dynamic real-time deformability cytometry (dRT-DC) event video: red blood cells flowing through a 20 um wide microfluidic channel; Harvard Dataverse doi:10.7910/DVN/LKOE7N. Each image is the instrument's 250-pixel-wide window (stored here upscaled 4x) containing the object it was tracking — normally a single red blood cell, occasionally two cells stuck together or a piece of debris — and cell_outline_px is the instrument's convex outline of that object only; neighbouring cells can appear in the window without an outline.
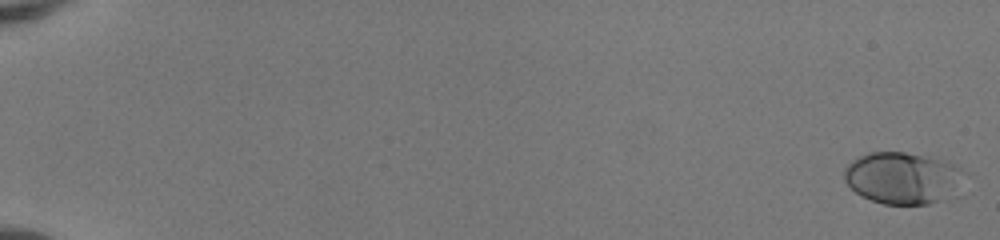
{"species": "human", "species_latin": "Homo sapiens", "temperature_condition": "room temperature", "stored_images_in_passage": 53, "camera_frame_rate_fps": 3000, "um_per_image_px": 0.085, "donor": {"sex": "female"}, "frame": {"image": 1, "passage_image": 1, "time_ms": 0.0, "image_size_px": [1000, 240], "cell_outline_px": [[968, 172], [944, 200], [928, 204], [884, 204], [860, 196], [844, 180], [844, 168], [852, 160], [868, 152], [904, 152], [940, 160], [956, 164]], "centroid_in_image_um": [76.7, 15.12], "position_along_channel_um": 8.3, "area_um2": 35.95}}
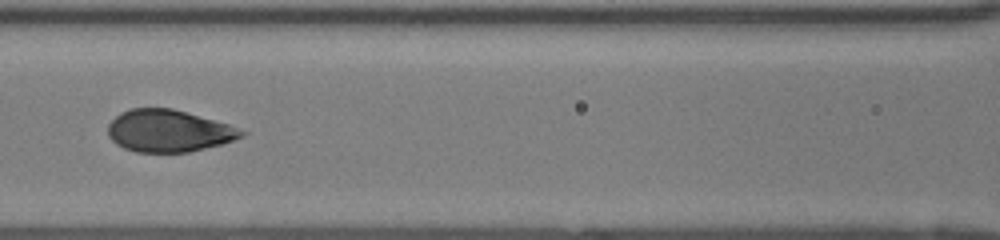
{"frame": {"image": 2, "passage_image": 27, "time_ms": 8.667, "image_size_px": [1000, 240], "cell_outline_px": [[248, 132], [244, 136], [224, 144], [188, 152], [136, 152], [124, 148], [116, 144], [108, 136], [108, 124], [120, 112], [132, 108], [172, 108], [228, 124]], "centroid_in_image_um": [14.34, 11.13], "position_along_channel_um": 152.3, "area_um2": 32.83}}
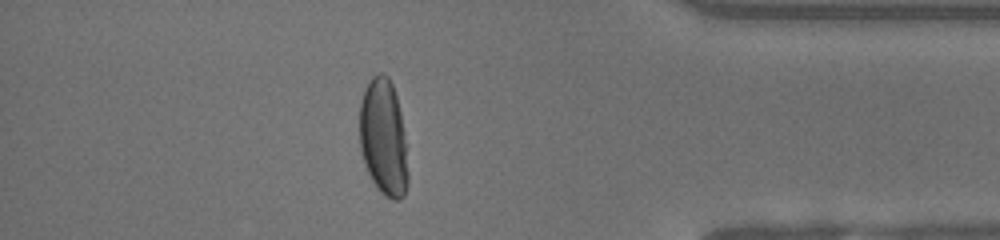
{"frame": {"image": 3, "passage_image": 47, "time_ms": 15.333, "image_size_px": [1000, 240], "cell_outline_px": [[408, 184], [404, 196], [400, 200], [392, 200], [384, 196], [380, 192], [372, 180], [364, 164], [360, 148], [360, 104], [364, 88], [372, 76], [380, 72], [388, 76], [392, 84], [396, 96], [400, 112], [404, 132], [408, 172]], "centroid_in_image_um": [32.6, 11.72], "position_along_channel_um": 402.6, "area_um2": 33.12}, "authors_computed_cell_mechanics": {"area_um2": 33.8708, "velocity_mm_per_s": 4.0954, "shape_relaxation_time_tau1_ms": 5.9738, "shape_relaxation_time_tau2_ms": null, "deformation_change_tau1": 0.2371, "deformation_change_tau2": null}}